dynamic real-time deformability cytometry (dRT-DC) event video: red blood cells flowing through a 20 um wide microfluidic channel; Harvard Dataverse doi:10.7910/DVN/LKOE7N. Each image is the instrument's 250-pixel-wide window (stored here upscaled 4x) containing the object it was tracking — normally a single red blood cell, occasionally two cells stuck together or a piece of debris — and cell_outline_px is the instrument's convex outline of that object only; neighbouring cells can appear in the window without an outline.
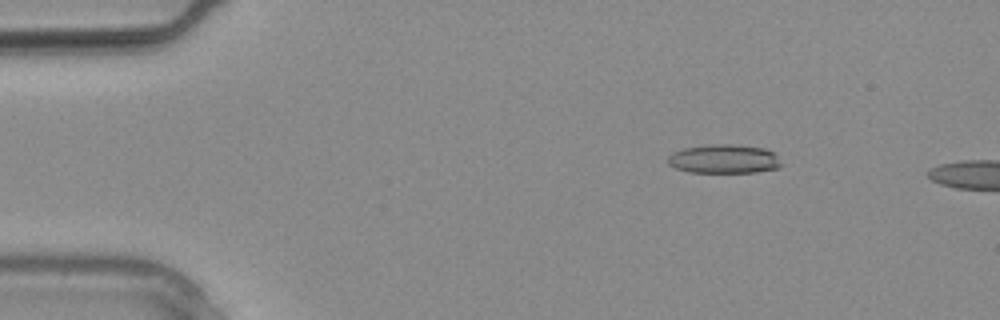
{"species": "common noctule bat (a hibernating species)", "species_latin": "Nyctalus noctula", "temperature_condition": "warm", "stored_images_in_passage": 7, "camera_frame_rate_fps": 3000, "um_per_image_px": 0.085, "animal": {"sex": "male", "body_mass_g": 20.4}, "frame": {"image": 1, "passage_image": 5, "time_ms": 1.333, "image_size_px": [1000, 320], "cell_outline_px": [[780, 164], [776, 168], [756, 172], [688, 172], [676, 168], [668, 164], [668, 156], [672, 152], [684, 148], [708, 144], [732, 144], [764, 148], [772, 152], [776, 156]], "centroid_in_image_um": [61.48, 13.5], "position_along_channel_um": 23.5, "area_um2": 18.96}}